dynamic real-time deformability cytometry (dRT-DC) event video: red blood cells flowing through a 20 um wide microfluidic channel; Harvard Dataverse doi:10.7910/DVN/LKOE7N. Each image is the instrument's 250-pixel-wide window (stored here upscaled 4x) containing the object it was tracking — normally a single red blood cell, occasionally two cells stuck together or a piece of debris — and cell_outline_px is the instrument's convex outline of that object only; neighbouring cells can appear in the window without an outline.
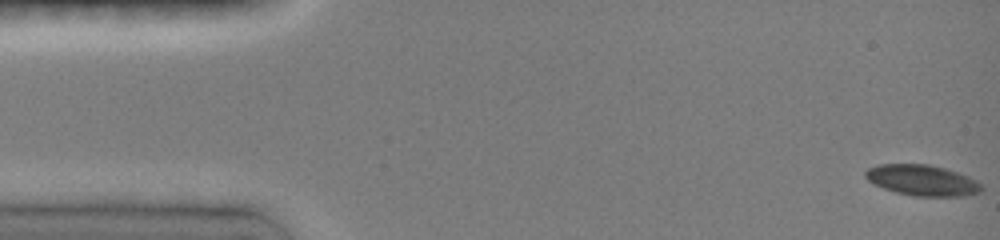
{"species": "common noctule bat (a hibernating species)", "species_latin": "Nyctalus noctula", "temperature_condition": "room temperature", "stored_images_in_passage": 22, "camera_frame_rate_fps": 3000, "um_per_image_px": 0.085, "animal": {"sex": "female", "body_mass_g": 19.0, "forearm_length_mm": 51.5}, "frame": {"image": 1, "passage_image": 1, "time_ms": 0.0, "image_size_px": [1000, 240], "cell_outline_px": [[984, 188], [980, 192], [960, 196], [912, 196], [896, 192], [872, 184], [864, 176], [864, 172], [868, 168], [880, 164], [928, 164], [944, 168], [968, 176], [976, 180]], "centroid_in_image_um": [78.36, 15.32], "position_along_channel_um": 6.6, "area_um2": 20.81}}
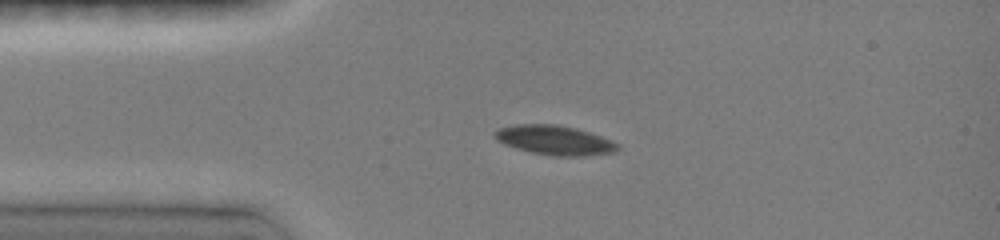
{"frame": {"image": 2, "passage_image": 13, "time_ms": 3.333, "image_size_px": [1000, 240], "cell_outline_px": [[620, 148], [616, 152], [584, 156], [552, 156], [532, 152], [516, 148], [504, 144], [496, 140], [496, 128], [516, 124], [556, 124], [576, 128], [612, 140]], "centroid_in_image_um": [47.14, 11.91], "position_along_channel_um": 37.9, "area_um2": 21.04}}
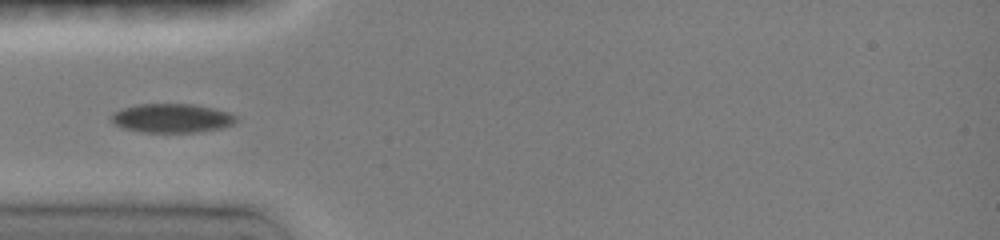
{"frame": {"image": 3, "passage_image": 18, "time_ms": 4.667, "image_size_px": [1000, 240], "cell_outline_px": [[236, 120], [232, 124], [220, 128], [196, 132], [144, 132], [124, 128], [116, 124], [108, 116], [112, 112], [136, 104], [192, 104], [212, 108], [228, 112], [236, 116]], "centroid_in_image_um": [14.57, 10.04], "position_along_channel_um": 70.4, "area_um2": 20.87}}